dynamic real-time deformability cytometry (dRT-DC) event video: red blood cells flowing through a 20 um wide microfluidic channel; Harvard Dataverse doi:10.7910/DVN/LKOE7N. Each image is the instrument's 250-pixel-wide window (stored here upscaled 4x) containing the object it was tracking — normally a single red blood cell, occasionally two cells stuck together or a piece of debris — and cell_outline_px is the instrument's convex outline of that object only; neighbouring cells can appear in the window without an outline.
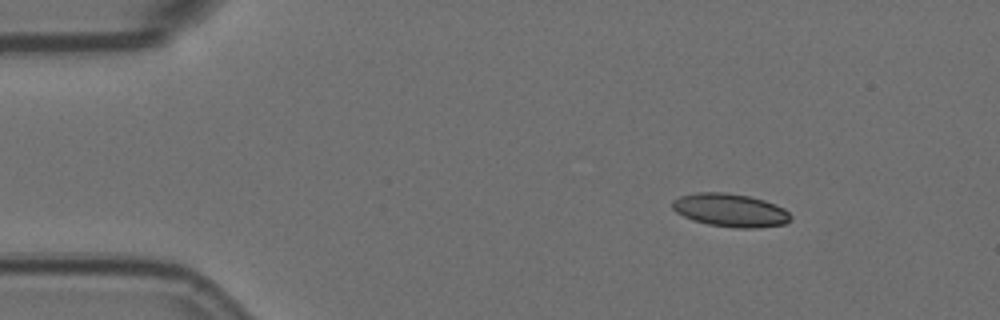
{"species": "Egyptian fruit bat (a non-hibernating species)", "species_latin": "Rousettus aegyptiacus", "temperature_condition": "room temperature", "stored_images_in_passage": 50, "camera_frame_rate_fps": 3000, "um_per_image_px": 0.085, "animal": {"sex": "female"}, "frame": {"image": 1, "passage_image": 1, "time_ms": 0.0, "image_size_px": [1000, 320], "cell_outline_px": [[792, 220], [784, 224], [760, 228], [736, 228], [708, 224], [692, 220], [676, 212], [672, 208], [672, 200], [680, 196], [696, 192], [724, 192], [748, 196], [764, 200], [784, 208], [792, 216]], "centroid_in_image_um": [62.08, 17.87], "position_along_channel_um": 22.9, "area_um2": 23.0}}
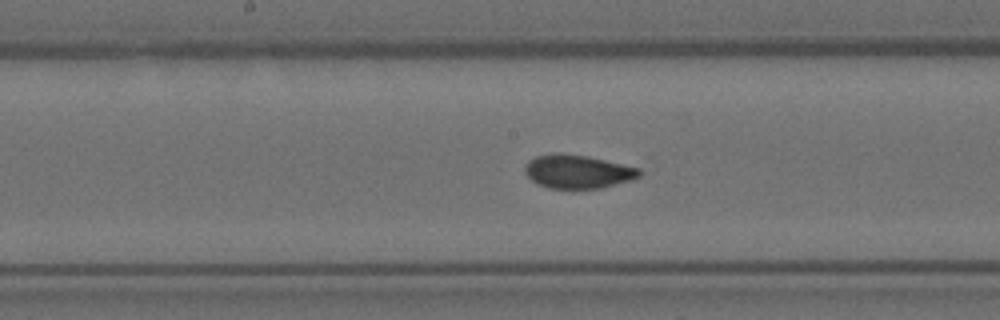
{"frame": {"image": 2, "passage_image": 22, "time_ms": 7.0, "image_size_px": [1000, 320], "cell_outline_px": [[640, 176], [628, 180], [600, 188], [548, 188], [532, 180], [524, 172], [524, 168], [528, 160], [536, 156], [552, 152], [560, 152], [588, 156], [640, 168]], "centroid_in_image_um": [49.05, 14.56], "position_along_channel_um": 199.1, "area_um2": 22.25}}
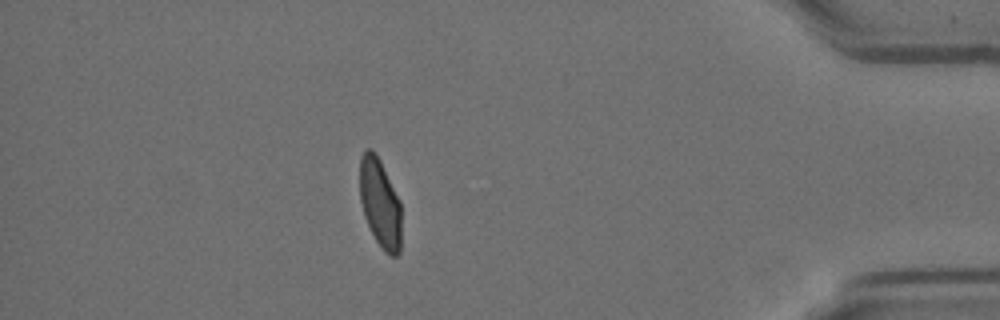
{"frame": {"image": 3, "passage_image": 43, "time_ms": 14.0, "image_size_px": [1000, 320], "cell_outline_px": [[400, 252], [396, 256], [388, 256], [384, 252], [376, 240], [364, 216], [360, 200], [360, 156], [364, 148], [372, 148], [376, 152], [400, 200]], "centroid_in_image_um": [32.29, 17.23], "position_along_channel_um": 402.9, "area_um2": 21.68}, "authors_computed_cell_mechanics": {"area_um2": 22.6576, "velocity_mm_per_s": 3.5774, "shape_relaxation_time_tau1_ms": 9.6651, "shape_relaxation_time_tau2_ms": 0.9853, "deformation_change_tau1": 0.172, "deformation_change_tau2": 0.0409}}